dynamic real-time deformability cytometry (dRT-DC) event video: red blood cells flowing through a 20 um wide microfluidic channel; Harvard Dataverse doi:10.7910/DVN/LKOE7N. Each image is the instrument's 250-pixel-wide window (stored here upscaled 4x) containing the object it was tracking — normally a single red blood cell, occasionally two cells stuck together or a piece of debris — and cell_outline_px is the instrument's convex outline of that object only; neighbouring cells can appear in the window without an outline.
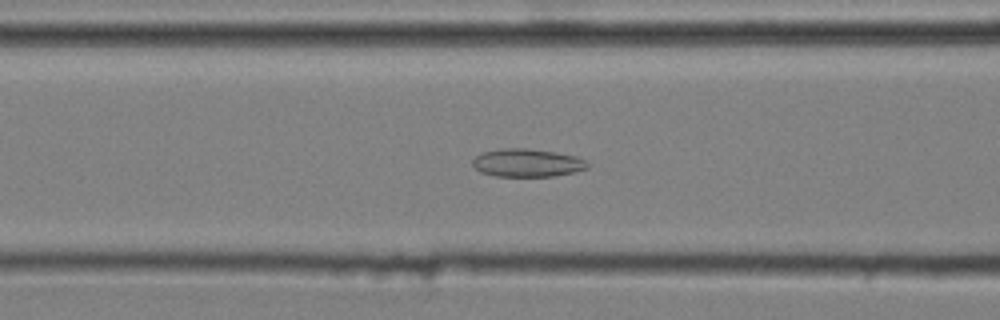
{"species": "common noctule bat (a hibernating species)", "species_latin": "Nyctalus noctula", "temperature_condition": "cold", "stored_images_in_passage": 47, "camera_frame_rate_fps": 3000, "um_per_image_px": 0.085, "animal": {"sex": "male", "body_mass_g": 20.4}, "frame": {"image": 1, "passage_image": 16, "time_ms": 5.0, "image_size_px": [1000, 320], "cell_outline_px": [[588, 168], [576, 172], [556, 176], [496, 176], [480, 172], [472, 164], [472, 160], [476, 156], [484, 152], [500, 148], [528, 148], [556, 152], [576, 156], [584, 160], [588, 164]], "centroid_in_image_um": [44.82, 13.84], "position_along_channel_um": 121.8, "area_um2": 18.84}}
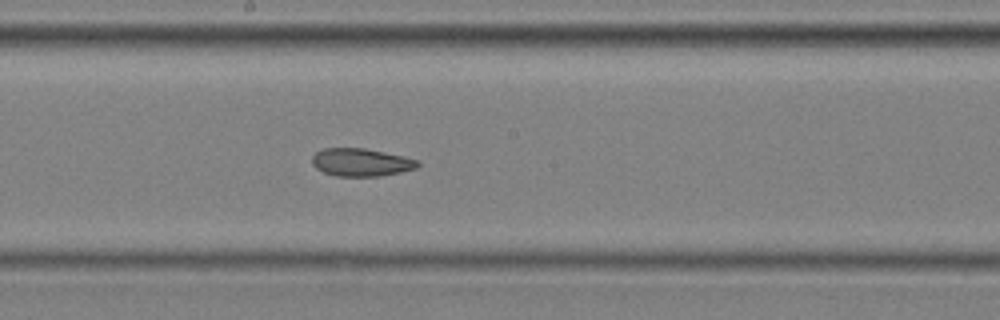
{"frame": {"image": 2, "passage_image": 24, "time_ms": 7.667, "image_size_px": [1000, 320], "cell_outline_px": [[420, 164], [416, 168], [400, 172], [380, 176], [336, 176], [324, 172], [316, 168], [312, 164], [312, 156], [316, 152], [324, 148], [364, 148], [404, 156], [420, 160]], "centroid_in_image_um": [30.7, 13.79], "position_along_channel_um": 217.5, "area_um2": 17.17}}
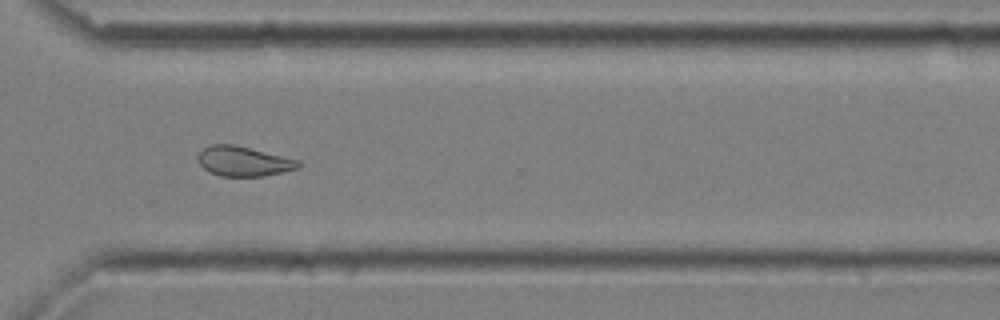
{"frame": {"image": 3, "passage_image": 35, "time_ms": 11.333, "image_size_px": [1000, 320], "cell_outline_px": [[300, 164], [296, 168], [264, 176], [220, 176], [208, 172], [200, 164], [200, 152], [204, 148], [212, 144], [236, 144], [300, 160]], "centroid_in_image_um": [20.7, 13.7], "position_along_channel_um": 349.9, "area_um2": 17.28}, "authors_computed_cell_mechanics": {"area_um2": 18.1492, "velocity_mm_per_s": 3.5981, "shape_relaxation_time_tau1_ms": null, "shape_relaxation_time_tau2_ms": 4.0597, "deformation_change_tau1": null, "deformation_change_tau2": 0.1037}}